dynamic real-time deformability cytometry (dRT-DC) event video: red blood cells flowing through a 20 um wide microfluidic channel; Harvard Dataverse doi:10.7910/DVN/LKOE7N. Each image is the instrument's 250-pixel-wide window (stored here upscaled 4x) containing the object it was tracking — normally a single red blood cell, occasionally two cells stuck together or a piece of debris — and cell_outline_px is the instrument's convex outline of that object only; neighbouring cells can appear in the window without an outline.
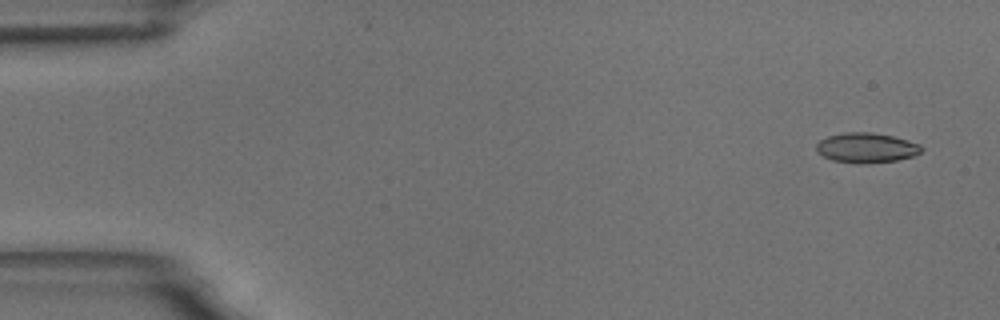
{"species": "common noctule bat (a hibernating species)", "species_latin": "Nyctalus noctula", "temperature_condition": "room temperature", "stored_images_in_passage": 5, "camera_frame_rate_fps": 3000, "um_per_image_px": 0.085, "animal": {"sex": "male", "body_mass_g": 18.8}, "frame": {"image": 1, "passage_image": 1, "time_ms": 0.0, "image_size_px": [1000, 320], "cell_outline_px": [[924, 148], [916, 156], [896, 160], [832, 160], [824, 156], [816, 148], [816, 144], [820, 140], [828, 136], [844, 132], [872, 132], [892, 136], [908, 140], [920, 144]], "centroid_in_image_um": [73.7, 12.49], "position_along_channel_um": 11.3, "area_um2": 17.4}}
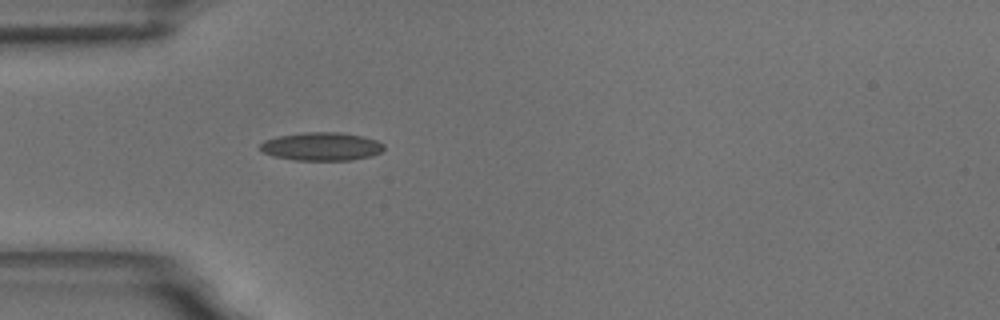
{"frame": {"image": 2, "passage_image": 5, "time_ms": 4.667, "image_size_px": [1000, 320], "cell_outline_px": [[384, 148], [380, 152], [372, 156], [352, 160], [292, 160], [272, 156], [264, 152], [260, 148], [260, 144], [264, 140], [276, 136], [304, 132], [340, 132], [364, 136], [376, 140], [384, 144]], "centroid_in_image_um": [27.32, 12.45], "position_along_channel_um": 57.7, "area_um2": 20.58}}